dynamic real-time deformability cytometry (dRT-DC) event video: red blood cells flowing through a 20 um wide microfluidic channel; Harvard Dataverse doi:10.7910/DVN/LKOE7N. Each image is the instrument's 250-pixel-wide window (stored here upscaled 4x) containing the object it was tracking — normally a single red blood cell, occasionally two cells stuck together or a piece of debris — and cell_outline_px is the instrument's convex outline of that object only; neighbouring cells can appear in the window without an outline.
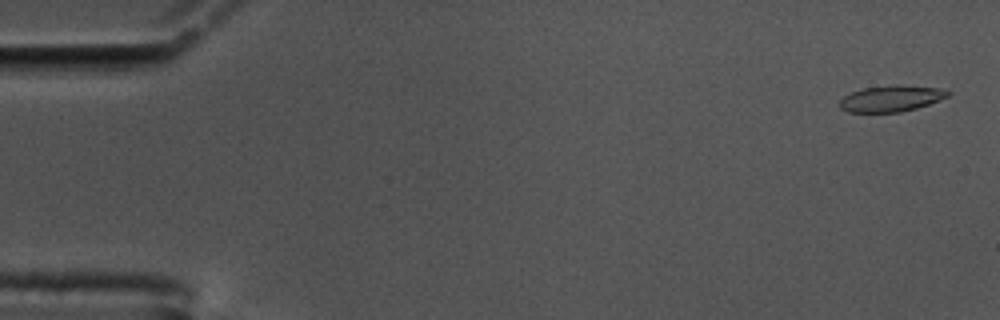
{"species": "common noctule bat (a hibernating species)", "species_latin": "Nyctalus noctula", "temperature_condition": "cold", "stored_images_in_passage": 58, "camera_frame_rate_fps": 3000, "um_per_image_px": 0.085, "animal": {"sex": "male", "body_mass_g": 17.5, "forearm_length_mm": 52.3}, "frame": {"image": 1, "passage_image": 2, "time_ms": 0.333, "image_size_px": [1000, 320], "cell_outline_px": [[952, 92], [948, 96], [928, 104], [916, 108], [900, 112], [848, 112], [840, 108], [840, 100], [844, 96], [852, 92], [864, 88], [892, 84], [936, 88]], "centroid_in_image_um": [75.72, 8.37], "position_along_channel_um": 9.3, "area_um2": 16.3}}
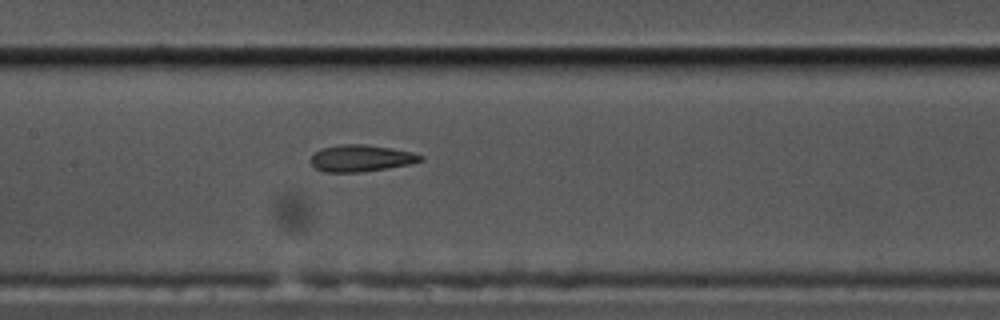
{"frame": {"image": 2, "passage_image": 28, "time_ms": 9.0, "image_size_px": [1000, 320], "cell_outline_px": [[424, 160], [408, 164], [360, 172], [324, 172], [316, 168], [312, 164], [312, 156], [320, 148], [340, 144], [364, 144], [392, 148], [412, 152], [424, 156]], "centroid_in_image_um": [30.69, 13.44], "position_along_channel_um": 176.7, "area_um2": 16.94}}
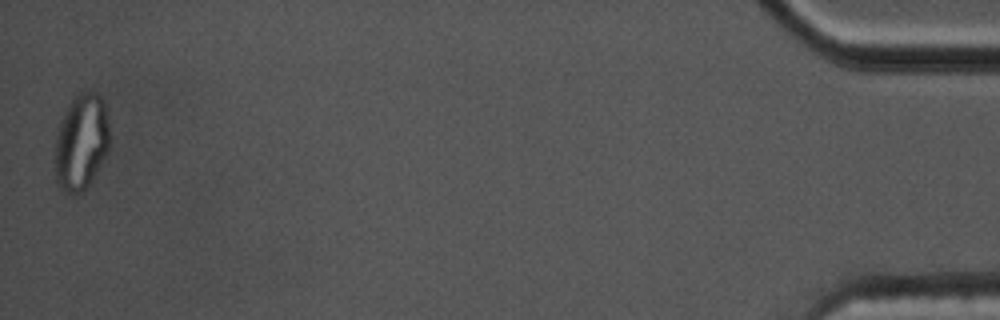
{"frame": {"image": 3, "passage_image": 58, "time_ms": 19.0, "image_size_px": [1000, 320], "cell_outline_px": [[108, 152], [96, 172], [88, 184], [80, 192], [72, 196], [60, 188], [56, 180], [56, 136], [60, 124], [72, 100], [80, 92], [96, 92], [104, 100], [108, 120]], "centroid_in_image_um": [6.92, 12.08], "position_along_channel_um": 428.3, "area_um2": 30.0}, "authors_computed_cell_mechanics": {"area_um2": 17.3978, "velocity_mm_per_s": 3.4461, "shape_relaxation_time_tau1_ms": null, "shape_relaxation_time_tau2_ms": 1.8159, "deformation_change_tau1": null, "deformation_change_tau2": 0.0817}}